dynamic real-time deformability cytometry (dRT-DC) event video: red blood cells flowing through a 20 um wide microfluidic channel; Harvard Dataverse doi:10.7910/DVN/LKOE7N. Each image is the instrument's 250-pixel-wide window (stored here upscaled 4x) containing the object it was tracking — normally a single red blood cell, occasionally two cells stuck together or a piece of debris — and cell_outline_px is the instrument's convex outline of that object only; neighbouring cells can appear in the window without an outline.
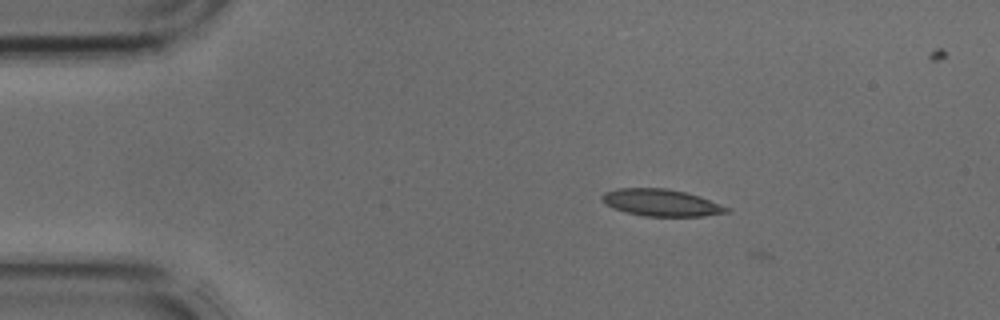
{"species": "common noctule bat (a hibernating species)", "species_latin": "Nyctalus noctula", "temperature_condition": "cold", "stored_images_in_passage": 2, "camera_frame_rate_fps": 3000, "um_per_image_px": 0.085, "animal": {"sex": "male", "body_mass_g": 17.9, "forearm_length_mm": 54.2}, "frame": {"image": 1, "passage_image": 1, "time_ms": 0.0, "image_size_px": [1000, 320], "cell_outline_px": [[728, 212], [704, 216], [644, 216], [612, 208], [604, 204], [600, 200], [600, 196], [604, 192], [616, 188], [668, 188], [700, 196], [728, 208]], "centroid_in_image_um": [56.12, 17.21], "position_along_channel_um": 28.9, "area_um2": 19.54}}